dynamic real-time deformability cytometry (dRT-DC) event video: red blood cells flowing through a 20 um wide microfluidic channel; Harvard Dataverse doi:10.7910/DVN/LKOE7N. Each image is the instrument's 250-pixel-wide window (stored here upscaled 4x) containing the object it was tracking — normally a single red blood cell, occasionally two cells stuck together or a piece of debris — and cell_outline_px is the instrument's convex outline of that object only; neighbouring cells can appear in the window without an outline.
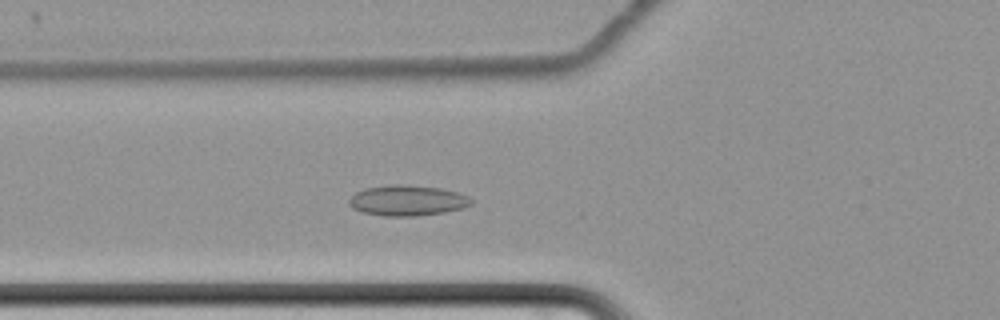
{"species": "common noctule bat (a hibernating species)", "species_latin": "Nyctalus noctula", "temperature_condition": "cold", "stored_images_in_passage": 43, "camera_frame_rate_fps": 3000, "um_per_image_px": 0.085, "animal": {"sex": "female", "body_mass_g": 22.7, "forearm_length_mm": 54.2}, "frame": {"image": 1, "passage_image": 5, "time_ms": 1.333, "image_size_px": [1000, 320], "cell_outline_px": [[472, 204], [464, 208], [444, 212], [416, 216], [384, 216], [364, 212], [352, 208], [348, 204], [348, 200], [356, 192], [364, 188], [392, 184], [404, 184], [440, 188], [456, 192], [468, 196], [472, 200]], "centroid_in_image_um": [34.62, 17.04], "position_along_channel_um": 91.2, "area_um2": 21.79}}
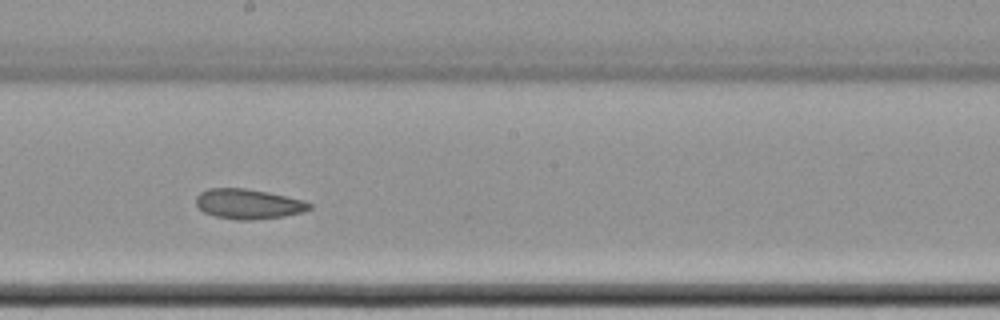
{"frame": {"image": 2, "passage_image": 17, "time_ms": 5.333, "image_size_px": [1000, 320], "cell_outline_px": [[312, 208], [304, 212], [284, 216], [252, 220], [236, 220], [216, 216], [204, 212], [196, 204], [196, 196], [200, 192], [208, 188], [244, 188], [268, 192], [304, 200], [312, 204]], "centroid_in_image_um": [21.12, 17.33], "position_along_channel_um": 227.1, "area_um2": 19.88}}
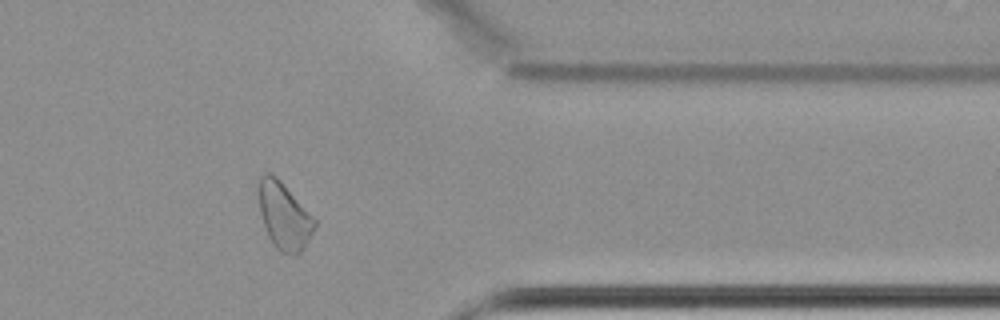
{"frame": {"image": 3, "passage_image": 32, "time_ms": 10.333, "image_size_px": [1000, 320], "cell_outline_px": [[316, 228], [304, 248], [300, 252], [280, 252], [272, 244], [268, 236], [260, 212], [260, 176], [264, 172], [272, 172], [280, 180], [316, 220]], "centroid_in_image_um": [24.16, 18.34], "position_along_channel_um": 387.2, "area_um2": 21.33}, "authors_computed_cell_mechanics": {"area_um2": 20.3456, "velocity_mm_per_s": 3.4123, "shape_relaxation_time_tau1_ms": null, "shape_relaxation_time_tau2_ms": 4.8195, "deformation_change_tau1": null, "deformation_change_tau2": 0.0985}}